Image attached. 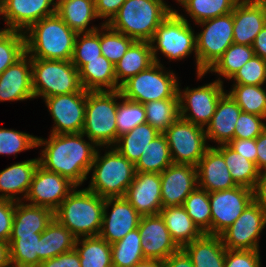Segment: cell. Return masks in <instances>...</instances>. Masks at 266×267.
I'll return each instance as SVG.
<instances>
[{"mask_svg": "<svg viewBox=\"0 0 266 267\" xmlns=\"http://www.w3.org/2000/svg\"><path fill=\"white\" fill-rule=\"evenodd\" d=\"M83 136V133H68L51 134L45 141L37 138V146L45 145L39 164L79 186L92 169L96 153L95 144L86 142Z\"/></svg>", "mask_w": 266, "mask_h": 267, "instance_id": "6da1fadb", "label": "cell"}, {"mask_svg": "<svg viewBox=\"0 0 266 267\" xmlns=\"http://www.w3.org/2000/svg\"><path fill=\"white\" fill-rule=\"evenodd\" d=\"M26 31L25 48L35 59L71 60L77 32L72 30L57 13L32 24ZM34 53V54H33Z\"/></svg>", "mask_w": 266, "mask_h": 267, "instance_id": "7a4b0ae2", "label": "cell"}, {"mask_svg": "<svg viewBox=\"0 0 266 267\" xmlns=\"http://www.w3.org/2000/svg\"><path fill=\"white\" fill-rule=\"evenodd\" d=\"M105 198L91 190H74L54 211V218L76 238L99 236Z\"/></svg>", "mask_w": 266, "mask_h": 267, "instance_id": "3957f363", "label": "cell"}, {"mask_svg": "<svg viewBox=\"0 0 266 267\" xmlns=\"http://www.w3.org/2000/svg\"><path fill=\"white\" fill-rule=\"evenodd\" d=\"M171 12L176 11L163 0H126L107 25L134 41L150 42L155 30Z\"/></svg>", "mask_w": 266, "mask_h": 267, "instance_id": "277c9868", "label": "cell"}, {"mask_svg": "<svg viewBox=\"0 0 266 267\" xmlns=\"http://www.w3.org/2000/svg\"><path fill=\"white\" fill-rule=\"evenodd\" d=\"M120 90L87 91L82 133L96 146L117 142L116 112Z\"/></svg>", "mask_w": 266, "mask_h": 267, "instance_id": "5b68a950", "label": "cell"}, {"mask_svg": "<svg viewBox=\"0 0 266 267\" xmlns=\"http://www.w3.org/2000/svg\"><path fill=\"white\" fill-rule=\"evenodd\" d=\"M96 150L92 167L90 186L87 188L100 197H124L126 190L134 180L135 164L121 155L115 148L99 157Z\"/></svg>", "mask_w": 266, "mask_h": 267, "instance_id": "8992f818", "label": "cell"}, {"mask_svg": "<svg viewBox=\"0 0 266 267\" xmlns=\"http://www.w3.org/2000/svg\"><path fill=\"white\" fill-rule=\"evenodd\" d=\"M34 97L80 92L79 70L71 60L31 58Z\"/></svg>", "mask_w": 266, "mask_h": 267, "instance_id": "52a82bcc", "label": "cell"}, {"mask_svg": "<svg viewBox=\"0 0 266 267\" xmlns=\"http://www.w3.org/2000/svg\"><path fill=\"white\" fill-rule=\"evenodd\" d=\"M160 63L130 77L121 87L123 97L141 104L178 97V82L174 73H164Z\"/></svg>", "mask_w": 266, "mask_h": 267, "instance_id": "ba28073f", "label": "cell"}, {"mask_svg": "<svg viewBox=\"0 0 266 267\" xmlns=\"http://www.w3.org/2000/svg\"><path fill=\"white\" fill-rule=\"evenodd\" d=\"M204 31L196 35L197 74L201 78L223 55L233 41V13L199 23Z\"/></svg>", "mask_w": 266, "mask_h": 267, "instance_id": "9c48e42d", "label": "cell"}, {"mask_svg": "<svg viewBox=\"0 0 266 267\" xmlns=\"http://www.w3.org/2000/svg\"><path fill=\"white\" fill-rule=\"evenodd\" d=\"M191 28L187 19L177 12H171L155 30L150 41L154 62L160 63L157 49L171 60L183 59L193 50L196 51V36ZM155 41L156 46L153 45Z\"/></svg>", "mask_w": 266, "mask_h": 267, "instance_id": "30bf717a", "label": "cell"}, {"mask_svg": "<svg viewBox=\"0 0 266 267\" xmlns=\"http://www.w3.org/2000/svg\"><path fill=\"white\" fill-rule=\"evenodd\" d=\"M172 162L197 166L209 146H206V133L202 126L179 117L164 132Z\"/></svg>", "mask_w": 266, "mask_h": 267, "instance_id": "8fae6325", "label": "cell"}, {"mask_svg": "<svg viewBox=\"0 0 266 267\" xmlns=\"http://www.w3.org/2000/svg\"><path fill=\"white\" fill-rule=\"evenodd\" d=\"M211 206V235L220 236L253 202L252 189L236 186L209 193Z\"/></svg>", "mask_w": 266, "mask_h": 267, "instance_id": "7c38bea8", "label": "cell"}, {"mask_svg": "<svg viewBox=\"0 0 266 267\" xmlns=\"http://www.w3.org/2000/svg\"><path fill=\"white\" fill-rule=\"evenodd\" d=\"M266 225V211L250 203L235 222L220 236L229 250H258V237Z\"/></svg>", "mask_w": 266, "mask_h": 267, "instance_id": "4fadbf2b", "label": "cell"}, {"mask_svg": "<svg viewBox=\"0 0 266 267\" xmlns=\"http://www.w3.org/2000/svg\"><path fill=\"white\" fill-rule=\"evenodd\" d=\"M222 83L218 79L195 89L187 87L183 94L178 89L180 117L202 127L207 125L215 113L220 97L225 93ZM187 111L192 112L190 116L186 114Z\"/></svg>", "mask_w": 266, "mask_h": 267, "instance_id": "5bb4252c", "label": "cell"}, {"mask_svg": "<svg viewBox=\"0 0 266 267\" xmlns=\"http://www.w3.org/2000/svg\"><path fill=\"white\" fill-rule=\"evenodd\" d=\"M87 90L44 98L54 119L51 134L82 133Z\"/></svg>", "mask_w": 266, "mask_h": 267, "instance_id": "9a60e30c", "label": "cell"}, {"mask_svg": "<svg viewBox=\"0 0 266 267\" xmlns=\"http://www.w3.org/2000/svg\"><path fill=\"white\" fill-rule=\"evenodd\" d=\"M75 188L76 186L67 178L38 164L25 199L31 202L30 205L43 206L55 211Z\"/></svg>", "mask_w": 266, "mask_h": 267, "instance_id": "2e32d148", "label": "cell"}, {"mask_svg": "<svg viewBox=\"0 0 266 267\" xmlns=\"http://www.w3.org/2000/svg\"><path fill=\"white\" fill-rule=\"evenodd\" d=\"M112 203L111 215L108 216L106 209ZM141 217L125 197L105 198L102 227L99 236L109 244L120 241L130 231L138 228Z\"/></svg>", "mask_w": 266, "mask_h": 267, "instance_id": "e0dca14e", "label": "cell"}, {"mask_svg": "<svg viewBox=\"0 0 266 267\" xmlns=\"http://www.w3.org/2000/svg\"><path fill=\"white\" fill-rule=\"evenodd\" d=\"M138 230L145 259L164 261L180 249L160 214L142 216Z\"/></svg>", "mask_w": 266, "mask_h": 267, "instance_id": "ac0fdd59", "label": "cell"}, {"mask_svg": "<svg viewBox=\"0 0 266 267\" xmlns=\"http://www.w3.org/2000/svg\"><path fill=\"white\" fill-rule=\"evenodd\" d=\"M160 177L162 207L183 205L187 196L198 187L197 168L192 165L172 163Z\"/></svg>", "mask_w": 266, "mask_h": 267, "instance_id": "d6986e66", "label": "cell"}, {"mask_svg": "<svg viewBox=\"0 0 266 267\" xmlns=\"http://www.w3.org/2000/svg\"><path fill=\"white\" fill-rule=\"evenodd\" d=\"M124 197L141 216L159 214L162 209L160 173L136 172Z\"/></svg>", "mask_w": 266, "mask_h": 267, "instance_id": "ffe728a7", "label": "cell"}, {"mask_svg": "<svg viewBox=\"0 0 266 267\" xmlns=\"http://www.w3.org/2000/svg\"><path fill=\"white\" fill-rule=\"evenodd\" d=\"M232 13L234 43L252 46L266 24V3L263 0H239Z\"/></svg>", "mask_w": 266, "mask_h": 267, "instance_id": "44dd1931", "label": "cell"}, {"mask_svg": "<svg viewBox=\"0 0 266 267\" xmlns=\"http://www.w3.org/2000/svg\"><path fill=\"white\" fill-rule=\"evenodd\" d=\"M54 0H2L7 30H26L39 20L56 13ZM53 5V8H49Z\"/></svg>", "mask_w": 266, "mask_h": 267, "instance_id": "7402d4cb", "label": "cell"}, {"mask_svg": "<svg viewBox=\"0 0 266 267\" xmlns=\"http://www.w3.org/2000/svg\"><path fill=\"white\" fill-rule=\"evenodd\" d=\"M196 168L198 187L208 193L238 186L231 177L223 155L215 147L206 150Z\"/></svg>", "mask_w": 266, "mask_h": 267, "instance_id": "603a6c76", "label": "cell"}, {"mask_svg": "<svg viewBox=\"0 0 266 267\" xmlns=\"http://www.w3.org/2000/svg\"><path fill=\"white\" fill-rule=\"evenodd\" d=\"M28 56L25 53L19 60L0 74V101H17L34 98L32 63L31 57L27 59Z\"/></svg>", "mask_w": 266, "mask_h": 267, "instance_id": "cb8c5ba5", "label": "cell"}, {"mask_svg": "<svg viewBox=\"0 0 266 267\" xmlns=\"http://www.w3.org/2000/svg\"><path fill=\"white\" fill-rule=\"evenodd\" d=\"M241 111L230 95L224 93L216 105L213 117L207 124L206 137L216 140L220 145L228 144L234 139L235 124Z\"/></svg>", "mask_w": 266, "mask_h": 267, "instance_id": "d4e9b609", "label": "cell"}, {"mask_svg": "<svg viewBox=\"0 0 266 267\" xmlns=\"http://www.w3.org/2000/svg\"><path fill=\"white\" fill-rule=\"evenodd\" d=\"M182 249L190 257L194 267H224L227 249L221 236L203 234L187 243Z\"/></svg>", "mask_w": 266, "mask_h": 267, "instance_id": "484cf974", "label": "cell"}, {"mask_svg": "<svg viewBox=\"0 0 266 267\" xmlns=\"http://www.w3.org/2000/svg\"><path fill=\"white\" fill-rule=\"evenodd\" d=\"M79 79L82 88L87 91L120 90L121 87L116 80L114 64L103 55L86 60V64L79 70Z\"/></svg>", "mask_w": 266, "mask_h": 267, "instance_id": "4316f807", "label": "cell"}, {"mask_svg": "<svg viewBox=\"0 0 266 267\" xmlns=\"http://www.w3.org/2000/svg\"><path fill=\"white\" fill-rule=\"evenodd\" d=\"M15 202L11 235L42 233L54 219V211L43 206Z\"/></svg>", "mask_w": 266, "mask_h": 267, "instance_id": "83f0119b", "label": "cell"}, {"mask_svg": "<svg viewBox=\"0 0 266 267\" xmlns=\"http://www.w3.org/2000/svg\"><path fill=\"white\" fill-rule=\"evenodd\" d=\"M39 164V159L27 160L16 163L0 172V198L19 201L15 194L24 193L26 198L32 177ZM16 199V200H15Z\"/></svg>", "mask_w": 266, "mask_h": 267, "instance_id": "f1b7e54d", "label": "cell"}, {"mask_svg": "<svg viewBox=\"0 0 266 267\" xmlns=\"http://www.w3.org/2000/svg\"><path fill=\"white\" fill-rule=\"evenodd\" d=\"M154 63L150 42L134 41L114 65L117 83L121 79V86L130 77L148 69Z\"/></svg>", "mask_w": 266, "mask_h": 267, "instance_id": "f546056e", "label": "cell"}, {"mask_svg": "<svg viewBox=\"0 0 266 267\" xmlns=\"http://www.w3.org/2000/svg\"><path fill=\"white\" fill-rule=\"evenodd\" d=\"M159 214L163 218L171 238L180 248L203 235L182 205L162 207Z\"/></svg>", "mask_w": 266, "mask_h": 267, "instance_id": "4dcf8cb0", "label": "cell"}, {"mask_svg": "<svg viewBox=\"0 0 266 267\" xmlns=\"http://www.w3.org/2000/svg\"><path fill=\"white\" fill-rule=\"evenodd\" d=\"M57 15L77 33L93 32L97 28L86 30L90 20L98 18L94 0H58Z\"/></svg>", "mask_w": 266, "mask_h": 267, "instance_id": "1f68e13d", "label": "cell"}, {"mask_svg": "<svg viewBox=\"0 0 266 267\" xmlns=\"http://www.w3.org/2000/svg\"><path fill=\"white\" fill-rule=\"evenodd\" d=\"M77 238L55 218L41 233L39 259L43 262L75 249Z\"/></svg>", "mask_w": 266, "mask_h": 267, "instance_id": "d6a6232c", "label": "cell"}, {"mask_svg": "<svg viewBox=\"0 0 266 267\" xmlns=\"http://www.w3.org/2000/svg\"><path fill=\"white\" fill-rule=\"evenodd\" d=\"M159 134L160 132L147 122L140 124L130 132L119 136L116 144H120L115 149L135 164L147 148V145Z\"/></svg>", "mask_w": 266, "mask_h": 267, "instance_id": "836d02e7", "label": "cell"}, {"mask_svg": "<svg viewBox=\"0 0 266 267\" xmlns=\"http://www.w3.org/2000/svg\"><path fill=\"white\" fill-rule=\"evenodd\" d=\"M170 149L164 133L156 136L135 163L136 172L162 173L172 164Z\"/></svg>", "mask_w": 266, "mask_h": 267, "instance_id": "e575fe53", "label": "cell"}, {"mask_svg": "<svg viewBox=\"0 0 266 267\" xmlns=\"http://www.w3.org/2000/svg\"><path fill=\"white\" fill-rule=\"evenodd\" d=\"M41 233L10 235V258L12 267H39V240Z\"/></svg>", "mask_w": 266, "mask_h": 267, "instance_id": "d590c367", "label": "cell"}, {"mask_svg": "<svg viewBox=\"0 0 266 267\" xmlns=\"http://www.w3.org/2000/svg\"><path fill=\"white\" fill-rule=\"evenodd\" d=\"M216 149L223 155L234 182L252 189L260 173L256 164L237 153L228 144H223Z\"/></svg>", "mask_w": 266, "mask_h": 267, "instance_id": "8d00e7d4", "label": "cell"}, {"mask_svg": "<svg viewBox=\"0 0 266 267\" xmlns=\"http://www.w3.org/2000/svg\"><path fill=\"white\" fill-rule=\"evenodd\" d=\"M77 238L75 249L79 254L81 267H113L111 244L100 236H89L82 240Z\"/></svg>", "mask_w": 266, "mask_h": 267, "instance_id": "74e56055", "label": "cell"}, {"mask_svg": "<svg viewBox=\"0 0 266 267\" xmlns=\"http://www.w3.org/2000/svg\"><path fill=\"white\" fill-rule=\"evenodd\" d=\"M111 257L113 267H133L145 259L138 228L111 244Z\"/></svg>", "mask_w": 266, "mask_h": 267, "instance_id": "f35d334b", "label": "cell"}, {"mask_svg": "<svg viewBox=\"0 0 266 267\" xmlns=\"http://www.w3.org/2000/svg\"><path fill=\"white\" fill-rule=\"evenodd\" d=\"M146 122L160 133H164L179 117V97L150 101L143 104Z\"/></svg>", "mask_w": 266, "mask_h": 267, "instance_id": "ab89813d", "label": "cell"}, {"mask_svg": "<svg viewBox=\"0 0 266 267\" xmlns=\"http://www.w3.org/2000/svg\"><path fill=\"white\" fill-rule=\"evenodd\" d=\"M194 224L203 234L211 235V206L209 193L197 187L182 205Z\"/></svg>", "mask_w": 266, "mask_h": 267, "instance_id": "60d3db41", "label": "cell"}, {"mask_svg": "<svg viewBox=\"0 0 266 267\" xmlns=\"http://www.w3.org/2000/svg\"><path fill=\"white\" fill-rule=\"evenodd\" d=\"M228 94L243 112L266 118V91L261 85H234Z\"/></svg>", "mask_w": 266, "mask_h": 267, "instance_id": "b9f144b4", "label": "cell"}, {"mask_svg": "<svg viewBox=\"0 0 266 267\" xmlns=\"http://www.w3.org/2000/svg\"><path fill=\"white\" fill-rule=\"evenodd\" d=\"M254 55L252 46L232 43L208 71L232 79L235 73Z\"/></svg>", "mask_w": 266, "mask_h": 267, "instance_id": "7bdbcfd3", "label": "cell"}, {"mask_svg": "<svg viewBox=\"0 0 266 267\" xmlns=\"http://www.w3.org/2000/svg\"><path fill=\"white\" fill-rule=\"evenodd\" d=\"M239 0H188L183 6L194 21H202L233 12Z\"/></svg>", "mask_w": 266, "mask_h": 267, "instance_id": "ee69618b", "label": "cell"}, {"mask_svg": "<svg viewBox=\"0 0 266 267\" xmlns=\"http://www.w3.org/2000/svg\"><path fill=\"white\" fill-rule=\"evenodd\" d=\"M25 33L17 30L0 32V74L26 53Z\"/></svg>", "mask_w": 266, "mask_h": 267, "instance_id": "f6af8a7d", "label": "cell"}, {"mask_svg": "<svg viewBox=\"0 0 266 267\" xmlns=\"http://www.w3.org/2000/svg\"><path fill=\"white\" fill-rule=\"evenodd\" d=\"M124 99L118 103L116 112L117 140L119 136L130 132L136 126L146 123V111L143 104L133 100Z\"/></svg>", "mask_w": 266, "mask_h": 267, "instance_id": "bcb514c9", "label": "cell"}, {"mask_svg": "<svg viewBox=\"0 0 266 267\" xmlns=\"http://www.w3.org/2000/svg\"><path fill=\"white\" fill-rule=\"evenodd\" d=\"M103 28L104 31L106 30L108 32L100 33L101 53L115 65L125 55L134 40L112 29L106 23L102 25Z\"/></svg>", "mask_w": 266, "mask_h": 267, "instance_id": "7dc6e473", "label": "cell"}, {"mask_svg": "<svg viewBox=\"0 0 266 267\" xmlns=\"http://www.w3.org/2000/svg\"><path fill=\"white\" fill-rule=\"evenodd\" d=\"M83 34V35H82ZM80 35L81 40L79 41ZM102 55L100 46V32L97 29L93 32L78 33L75 39V45L71 62L80 70L85 64L86 60H94Z\"/></svg>", "mask_w": 266, "mask_h": 267, "instance_id": "c3c4849f", "label": "cell"}, {"mask_svg": "<svg viewBox=\"0 0 266 267\" xmlns=\"http://www.w3.org/2000/svg\"><path fill=\"white\" fill-rule=\"evenodd\" d=\"M37 138L23 132L0 128V154H16L38 147Z\"/></svg>", "mask_w": 266, "mask_h": 267, "instance_id": "681fc988", "label": "cell"}, {"mask_svg": "<svg viewBox=\"0 0 266 267\" xmlns=\"http://www.w3.org/2000/svg\"><path fill=\"white\" fill-rule=\"evenodd\" d=\"M235 85H263L266 80V60L254 55L232 77Z\"/></svg>", "mask_w": 266, "mask_h": 267, "instance_id": "f907efd6", "label": "cell"}, {"mask_svg": "<svg viewBox=\"0 0 266 267\" xmlns=\"http://www.w3.org/2000/svg\"><path fill=\"white\" fill-rule=\"evenodd\" d=\"M262 119H265V117L241 111L235 124L234 138H257L266 129V125L262 122Z\"/></svg>", "mask_w": 266, "mask_h": 267, "instance_id": "816d5d0a", "label": "cell"}, {"mask_svg": "<svg viewBox=\"0 0 266 267\" xmlns=\"http://www.w3.org/2000/svg\"><path fill=\"white\" fill-rule=\"evenodd\" d=\"M224 267H260L259 250L227 249Z\"/></svg>", "mask_w": 266, "mask_h": 267, "instance_id": "f5cc1de1", "label": "cell"}, {"mask_svg": "<svg viewBox=\"0 0 266 267\" xmlns=\"http://www.w3.org/2000/svg\"><path fill=\"white\" fill-rule=\"evenodd\" d=\"M15 201L0 198V241L8 242L13 224Z\"/></svg>", "mask_w": 266, "mask_h": 267, "instance_id": "db71d44e", "label": "cell"}, {"mask_svg": "<svg viewBox=\"0 0 266 267\" xmlns=\"http://www.w3.org/2000/svg\"><path fill=\"white\" fill-rule=\"evenodd\" d=\"M39 267H81L76 249L60 254L40 263Z\"/></svg>", "mask_w": 266, "mask_h": 267, "instance_id": "11a10c76", "label": "cell"}, {"mask_svg": "<svg viewBox=\"0 0 266 267\" xmlns=\"http://www.w3.org/2000/svg\"><path fill=\"white\" fill-rule=\"evenodd\" d=\"M228 145L237 153L256 164V138L255 139H232Z\"/></svg>", "mask_w": 266, "mask_h": 267, "instance_id": "9f6ffc18", "label": "cell"}, {"mask_svg": "<svg viewBox=\"0 0 266 267\" xmlns=\"http://www.w3.org/2000/svg\"><path fill=\"white\" fill-rule=\"evenodd\" d=\"M126 0H94L96 14L99 18H108V22L117 14L119 8Z\"/></svg>", "mask_w": 266, "mask_h": 267, "instance_id": "6f0895ef", "label": "cell"}, {"mask_svg": "<svg viewBox=\"0 0 266 267\" xmlns=\"http://www.w3.org/2000/svg\"><path fill=\"white\" fill-rule=\"evenodd\" d=\"M253 202L266 211V170L259 173V177L252 188Z\"/></svg>", "mask_w": 266, "mask_h": 267, "instance_id": "680465c9", "label": "cell"}, {"mask_svg": "<svg viewBox=\"0 0 266 267\" xmlns=\"http://www.w3.org/2000/svg\"><path fill=\"white\" fill-rule=\"evenodd\" d=\"M163 267H194L190 257L180 248L163 261Z\"/></svg>", "mask_w": 266, "mask_h": 267, "instance_id": "91938a15", "label": "cell"}, {"mask_svg": "<svg viewBox=\"0 0 266 267\" xmlns=\"http://www.w3.org/2000/svg\"><path fill=\"white\" fill-rule=\"evenodd\" d=\"M256 148V167L261 172L266 170V129L256 138Z\"/></svg>", "mask_w": 266, "mask_h": 267, "instance_id": "94428289", "label": "cell"}, {"mask_svg": "<svg viewBox=\"0 0 266 267\" xmlns=\"http://www.w3.org/2000/svg\"><path fill=\"white\" fill-rule=\"evenodd\" d=\"M252 48L255 52V55L266 60V24L262 30L257 34Z\"/></svg>", "mask_w": 266, "mask_h": 267, "instance_id": "6125c7cd", "label": "cell"}, {"mask_svg": "<svg viewBox=\"0 0 266 267\" xmlns=\"http://www.w3.org/2000/svg\"><path fill=\"white\" fill-rule=\"evenodd\" d=\"M11 265L9 243L0 241V267H12Z\"/></svg>", "mask_w": 266, "mask_h": 267, "instance_id": "be15d7a7", "label": "cell"}, {"mask_svg": "<svg viewBox=\"0 0 266 267\" xmlns=\"http://www.w3.org/2000/svg\"><path fill=\"white\" fill-rule=\"evenodd\" d=\"M133 267H163V261L156 259H144Z\"/></svg>", "mask_w": 266, "mask_h": 267, "instance_id": "e7e4bbea", "label": "cell"}, {"mask_svg": "<svg viewBox=\"0 0 266 267\" xmlns=\"http://www.w3.org/2000/svg\"><path fill=\"white\" fill-rule=\"evenodd\" d=\"M0 14H3L2 0H0Z\"/></svg>", "mask_w": 266, "mask_h": 267, "instance_id": "03108f58", "label": "cell"}, {"mask_svg": "<svg viewBox=\"0 0 266 267\" xmlns=\"http://www.w3.org/2000/svg\"><path fill=\"white\" fill-rule=\"evenodd\" d=\"M177 1H179V3H181L183 5L188 0H177Z\"/></svg>", "mask_w": 266, "mask_h": 267, "instance_id": "003e7915", "label": "cell"}]
</instances>
